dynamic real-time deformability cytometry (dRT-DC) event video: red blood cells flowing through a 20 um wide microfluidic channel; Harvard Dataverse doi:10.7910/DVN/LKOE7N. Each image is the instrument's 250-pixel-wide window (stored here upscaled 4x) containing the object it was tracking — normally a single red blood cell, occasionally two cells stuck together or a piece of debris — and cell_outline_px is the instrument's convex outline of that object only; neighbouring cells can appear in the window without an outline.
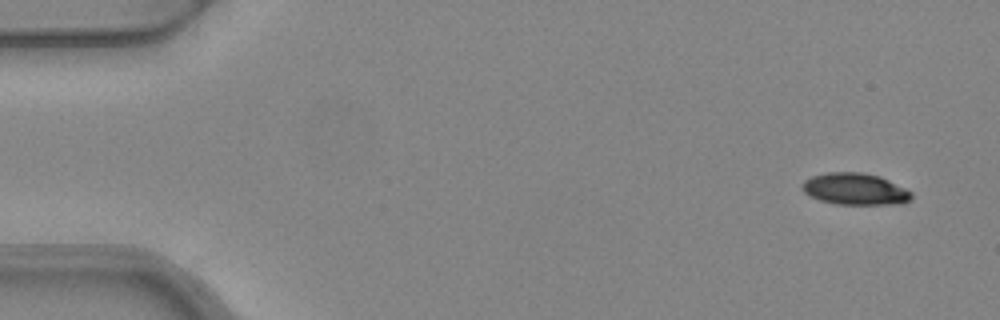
{"species": "common noctule bat (a hibernating species)", "species_latin": "Nyctalus noctula", "temperature_condition": "warm", "stored_images_in_passage": 3, "camera_frame_rate_fps": 3000, "um_per_image_px": 0.085, "animal": {"sex": "female", "body_mass_g": 24.6, "forearm_length_mm": 56.2}, "frame": {"image": 1, "passage_image": 1, "time_ms": 0.0, "image_size_px": [1000, 320], "cell_outline_px": [[912, 200], [904, 204], [836, 204], [820, 200], [804, 192], [800, 188], [804, 180], [812, 176], [828, 172], [860, 172], [880, 176], [912, 192]], "centroid_in_image_um": [72.69, 16.07], "position_along_channel_um": 12.3, "area_um2": 20.23}}